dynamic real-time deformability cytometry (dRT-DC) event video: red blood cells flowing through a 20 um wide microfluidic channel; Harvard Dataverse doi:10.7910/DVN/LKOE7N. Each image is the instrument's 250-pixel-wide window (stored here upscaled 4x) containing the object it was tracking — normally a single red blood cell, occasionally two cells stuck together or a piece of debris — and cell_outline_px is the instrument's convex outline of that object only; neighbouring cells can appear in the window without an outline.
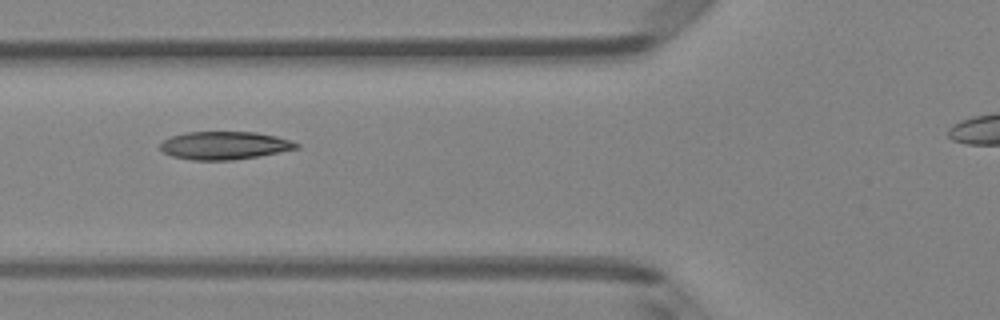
{"species": "Egyptian fruit bat (a non-hibernating species)", "species_latin": "Rousettus aegyptiacus", "temperature_condition": "room temperature", "stored_images_in_passage": 3, "camera_frame_rate_fps": 3000, "um_per_image_px": 0.085, "animal": {"sex": "female"}, "frame": {"image": 1, "passage_image": 3, "time_ms": 2.0, "image_size_px": [1000, 320], "cell_outline_px": [[300, 148], [256, 156], [232, 160], [192, 160], [172, 156], [164, 152], [160, 148], [160, 144], [164, 140], [172, 136], [184, 132], [256, 132], [276, 136], [300, 144]], "centroid_in_image_um": [19.07, 12.36], "position_along_channel_um": 106.7, "area_um2": 22.02}}